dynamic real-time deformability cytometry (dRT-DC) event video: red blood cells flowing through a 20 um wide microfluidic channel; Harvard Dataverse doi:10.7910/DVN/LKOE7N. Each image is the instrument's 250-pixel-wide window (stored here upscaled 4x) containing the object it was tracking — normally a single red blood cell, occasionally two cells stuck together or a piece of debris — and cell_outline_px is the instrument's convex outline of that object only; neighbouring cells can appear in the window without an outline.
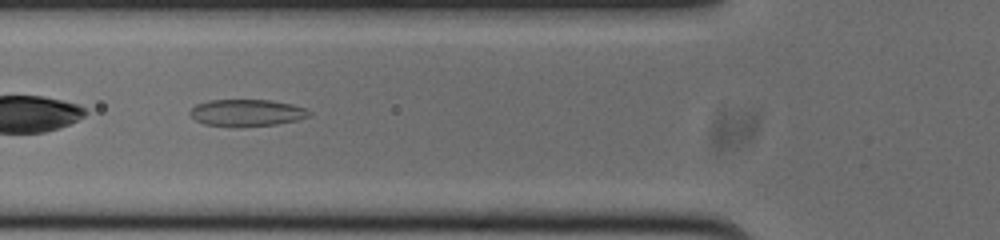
{"species": "common noctule bat (a hibernating species)", "species_latin": "Nyctalus noctula", "temperature_condition": "cold", "stored_images_in_passage": 40, "camera_frame_rate_fps": 3000, "um_per_image_px": 0.085, "animal": {"sex": "male", "body_mass_g": 20.0, "forearm_length_mm": 53.3}, "frame": {"image": 1, "passage_image": 7, "time_ms": 2.0, "image_size_px": [1000, 240], "cell_outline_px": [[312, 116], [296, 120], [276, 124], [204, 124], [196, 120], [188, 112], [196, 104], [208, 100], [272, 100], [292, 104], [308, 108], [312, 112]], "centroid_in_image_um": [21.05, 9.53], "position_along_channel_um": 104.8, "area_um2": 18.03}}